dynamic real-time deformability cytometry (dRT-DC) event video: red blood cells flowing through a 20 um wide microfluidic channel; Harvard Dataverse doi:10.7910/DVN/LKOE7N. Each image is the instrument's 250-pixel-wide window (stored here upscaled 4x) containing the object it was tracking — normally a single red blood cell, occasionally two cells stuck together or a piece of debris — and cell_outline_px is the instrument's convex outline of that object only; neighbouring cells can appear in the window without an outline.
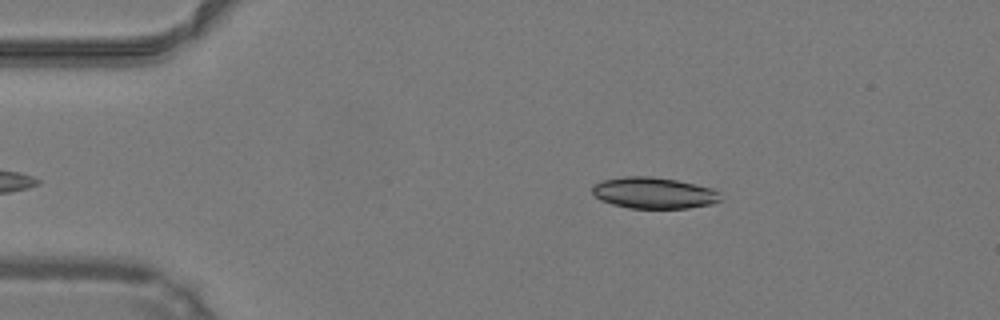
{"species": "common noctule bat (a hibernating species)", "species_latin": "Nyctalus noctula", "temperature_condition": "warm", "stored_images_in_passage": 22, "camera_frame_rate_fps": 3000, "um_per_image_px": 0.085, "animal": {"sex": "male", "body_mass_g": 19.2, "forearm_length_mm": 51.8}, "frame": {"image": 1, "passage_image": 2, "time_ms": 0.333, "image_size_px": [1000, 320], "cell_outline_px": [[720, 200], [712, 204], [688, 208], [628, 208], [612, 204], [600, 200], [592, 192], [592, 184], [600, 180], [624, 176], [652, 176], [676, 180], [712, 188], [720, 192]], "centroid_in_image_um": [55.54, 16.39], "position_along_channel_um": 29.5, "area_um2": 23.52}}
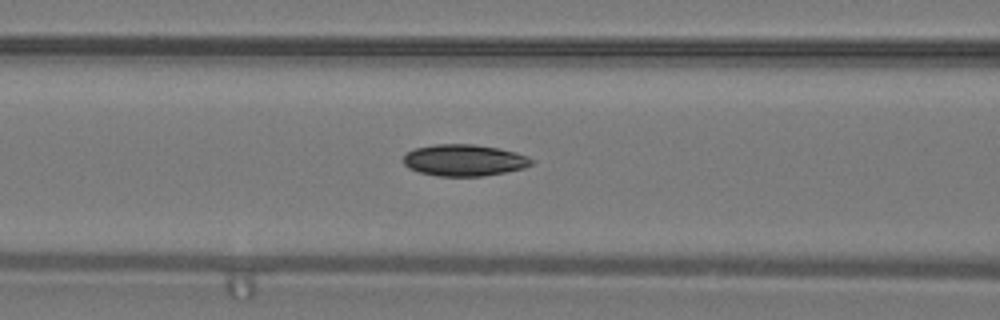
{"frame": {"image": 2, "passage_image": 13, "time_ms": 4.0, "image_size_px": [1000, 320], "cell_outline_px": [[536, 160], [532, 164], [524, 168], [484, 176], [436, 176], [420, 172], [408, 168], [404, 164], [404, 156], [408, 152], [416, 148], [436, 144], [472, 144], [500, 148], [516, 152], [528, 156]], "centroid_in_image_um": [39.49, 13.62], "position_along_channel_um": 127.1, "area_um2": 23.64}}
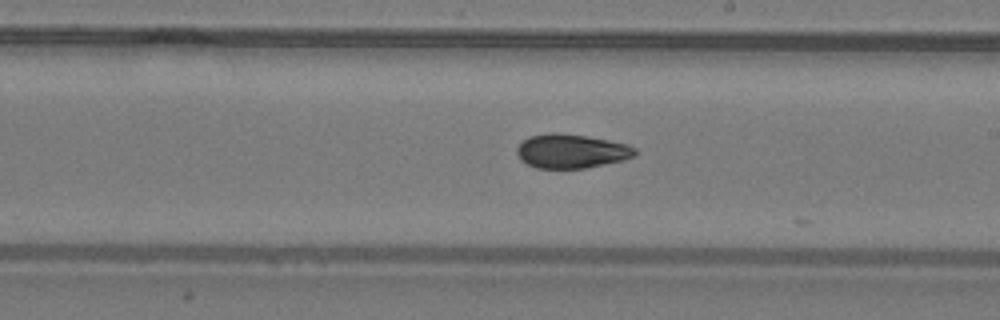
{"frame": {"image": 3, "passage_image": 21, "time_ms": 6.667, "image_size_px": [1000, 320], "cell_outline_px": [[636, 152], [632, 156], [624, 160], [584, 168], [536, 168], [520, 160], [516, 152], [516, 148], [528, 136], [552, 132], [556, 132], [584, 136], [608, 140], [628, 144], [636, 148]], "centroid_in_image_um": [48.53, 12.84], "position_along_channel_um": 240.5, "area_um2": 23.35}}